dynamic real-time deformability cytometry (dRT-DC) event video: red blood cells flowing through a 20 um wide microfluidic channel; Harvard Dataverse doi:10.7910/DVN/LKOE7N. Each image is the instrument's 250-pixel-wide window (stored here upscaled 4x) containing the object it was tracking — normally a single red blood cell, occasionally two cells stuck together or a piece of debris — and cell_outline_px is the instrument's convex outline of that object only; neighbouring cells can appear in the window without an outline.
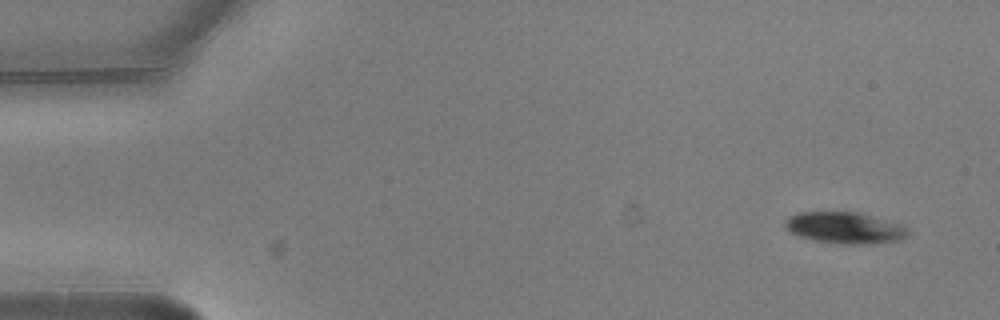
{"species": "common noctule bat (a hibernating species)", "species_latin": "Nyctalus noctula", "temperature_condition": "warm", "stored_images_in_passage": 5, "camera_frame_rate_fps": 3000, "um_per_image_px": 0.085, "animal": {"sex": "male", "body_mass_g": 20.5, "forearm_length_mm": 52.5}, "frame": {"image": 1, "passage_image": 1, "time_ms": 0.0, "image_size_px": [1000, 320], "cell_outline_px": [[912, 232], [908, 236], [900, 240], [872, 244], [840, 244], [816, 240], [800, 236], [792, 232], [784, 224], [784, 220], [788, 216], [796, 212], [860, 212], [904, 224]], "centroid_in_image_um": [71.9, 19.35], "position_along_channel_um": 13.1, "area_um2": 22.89}}
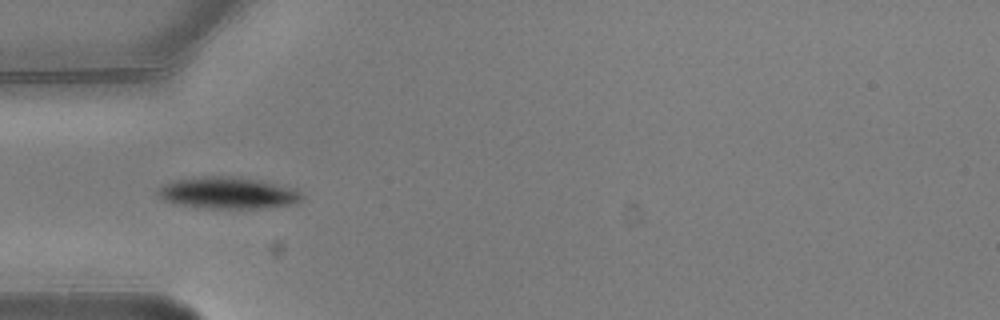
{"frame": {"image": 2, "passage_image": 5, "time_ms": 1.333, "image_size_px": [1000, 320], "cell_outline_px": [[304, 196], [300, 200], [292, 204], [260, 208], [196, 208], [176, 204], [164, 200], [156, 192], [156, 188], [164, 184], [176, 180], [204, 176], [232, 176], [264, 180], [296, 188]], "centroid_in_image_um": [19.37, 16.39], "position_along_channel_um": 65.6, "area_um2": 26.88}}